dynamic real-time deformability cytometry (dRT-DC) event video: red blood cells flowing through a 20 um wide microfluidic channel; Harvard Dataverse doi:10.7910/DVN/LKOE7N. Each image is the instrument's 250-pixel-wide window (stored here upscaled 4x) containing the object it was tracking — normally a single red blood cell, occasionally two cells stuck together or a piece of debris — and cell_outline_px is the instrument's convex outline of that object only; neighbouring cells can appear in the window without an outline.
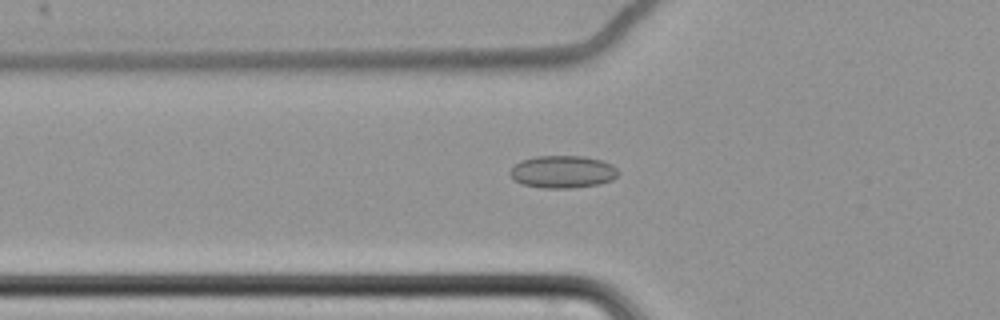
{"species": "common noctule bat (a hibernating species)", "species_latin": "Nyctalus noctula", "temperature_condition": "cold", "stored_images_in_passage": 63, "camera_frame_rate_fps": 3000, "um_per_image_px": 0.085, "animal": {"sex": "female", "body_mass_g": 22.7, "forearm_length_mm": 54.2}, "frame": {"image": 1, "passage_image": 25, "time_ms": 8.0, "image_size_px": [1000, 320], "cell_outline_px": [[620, 172], [612, 180], [600, 184], [572, 188], [544, 188], [524, 184], [516, 180], [508, 172], [520, 160], [536, 156], [584, 156], [600, 160], [612, 164]], "centroid_in_image_um": [47.86, 14.6], "position_along_channel_um": 77.9, "area_um2": 20.4}}
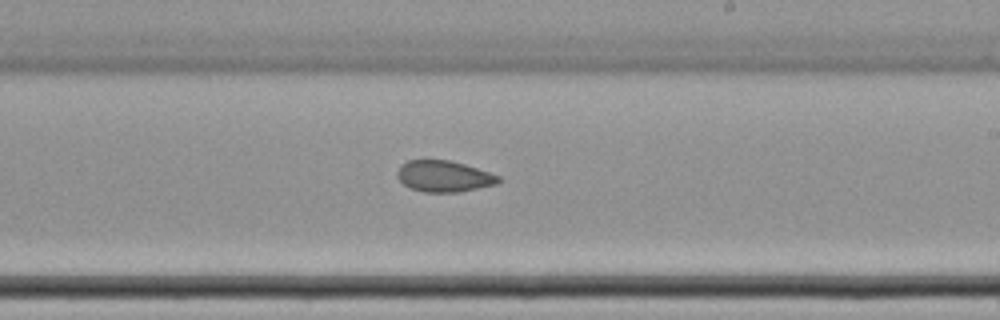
{"frame": {"image": 2, "passage_image": 40, "time_ms": 13.0, "image_size_px": [1000, 320], "cell_outline_px": [[504, 180], [496, 184], [460, 192], [424, 192], [408, 188], [396, 176], [396, 172], [400, 164], [408, 160], [448, 160], [464, 164], [500, 176]], "centroid_in_image_um": [37.71, 14.99], "position_along_channel_um": 251.3, "area_um2": 18.55}}
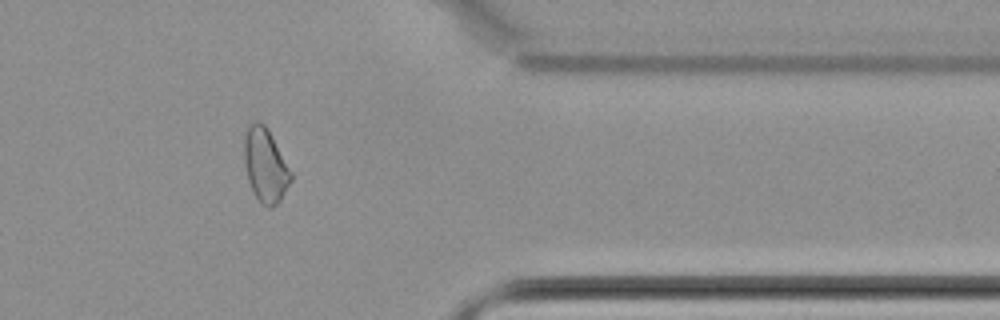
{"frame": {"image": 3, "passage_image": 53, "time_ms": 17.333, "image_size_px": [1000, 320], "cell_outline_px": [[292, 180], [280, 200], [272, 208], [268, 208], [260, 204], [248, 180], [244, 164], [244, 136], [248, 128], [256, 120], [264, 124], [268, 128], [292, 172]], "centroid_in_image_um": [22.56, 14.06], "position_along_channel_um": 388.8, "area_um2": 20.11}, "authors_computed_cell_mechanics": {"area_um2": 20.519, "velocity_mm_per_s": 3.4794, "shape_relaxation_time_tau1_ms": null, "shape_relaxation_time_tau2_ms": 6.9596, "deformation_change_tau1": null, "deformation_change_tau2": 0.1093}}